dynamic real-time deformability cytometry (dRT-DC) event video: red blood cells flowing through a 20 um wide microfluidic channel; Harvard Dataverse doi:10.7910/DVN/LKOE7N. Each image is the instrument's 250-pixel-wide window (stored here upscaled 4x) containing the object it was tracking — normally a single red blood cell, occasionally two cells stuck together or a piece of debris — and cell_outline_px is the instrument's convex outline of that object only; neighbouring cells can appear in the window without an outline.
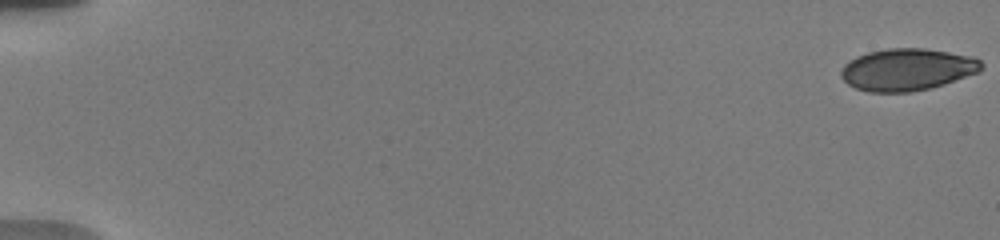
{"species": "human", "species_latin": "Homo sapiens", "temperature_condition": "warm", "stored_images_in_passage": 51, "camera_frame_rate_fps": 3000, "um_per_image_px": 0.085, "donor": {"sex": "male"}, "frame": {"image": 1, "passage_image": 1, "time_ms": 0.0, "image_size_px": [1000, 240], "cell_outline_px": [[984, 68], [980, 72], [944, 84], [928, 88], [908, 92], [868, 92], [856, 88], [848, 84], [840, 76], [840, 72], [844, 64], [856, 56], [868, 52], [888, 48], [924, 48], [972, 56], [980, 60], [984, 64]], "centroid_in_image_um": [77.12, 5.9], "position_along_channel_um": 7.9, "area_um2": 34.51}}
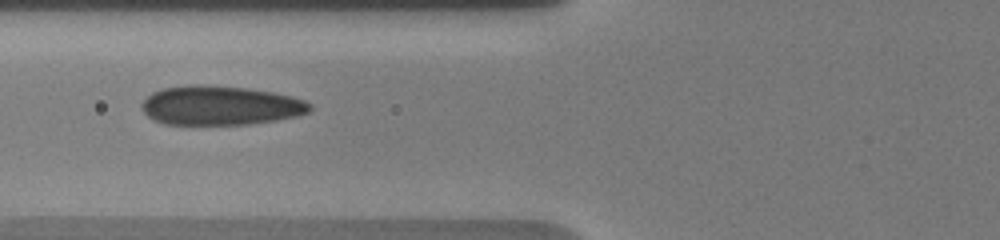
{"frame": {"image": 2, "passage_image": 21, "time_ms": 7.667, "image_size_px": [1000, 240], "cell_outline_px": [[312, 108], [308, 112], [296, 116], [276, 120], [248, 124], [164, 124], [148, 116], [144, 112], [140, 104], [152, 92], [164, 88], [196, 84], [248, 88], [272, 92], [292, 96], [304, 100], [312, 104]], "centroid_in_image_um": [18.74, 8.96], "position_along_channel_um": 107.1, "area_um2": 38.26}}
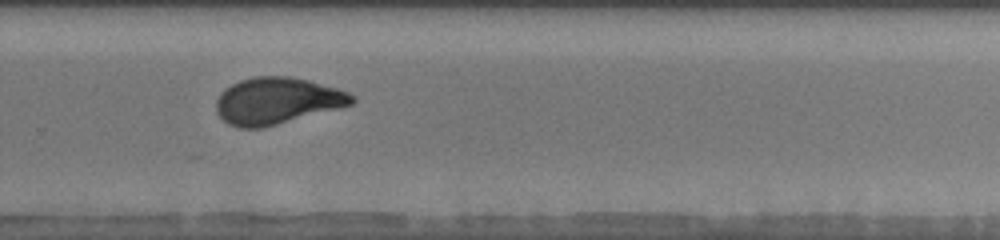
{"frame": {"image": 3, "passage_image": 36, "time_ms": 13.0, "image_size_px": [1000, 240], "cell_outline_px": [[356, 100], [352, 104], [340, 108], [260, 128], [240, 128], [228, 124], [216, 112], [216, 100], [220, 92], [224, 88], [240, 80], [256, 76], [292, 76], [308, 80], [336, 88], [348, 92], [356, 96]], "centroid_in_image_um": [23.54, 8.56], "position_along_channel_um": 306.3, "area_um2": 36.88}, "authors_computed_cell_mechanics": {"area_um2": 36.4718, "velocity_mm_per_s": 3.7397, "shape_relaxation_time_tau1_ms": 7.1522, "shape_relaxation_time_tau2_ms": 0.8147, "deformation_change_tau1": 0.2169, "deformation_change_tau2": 0.0653}}